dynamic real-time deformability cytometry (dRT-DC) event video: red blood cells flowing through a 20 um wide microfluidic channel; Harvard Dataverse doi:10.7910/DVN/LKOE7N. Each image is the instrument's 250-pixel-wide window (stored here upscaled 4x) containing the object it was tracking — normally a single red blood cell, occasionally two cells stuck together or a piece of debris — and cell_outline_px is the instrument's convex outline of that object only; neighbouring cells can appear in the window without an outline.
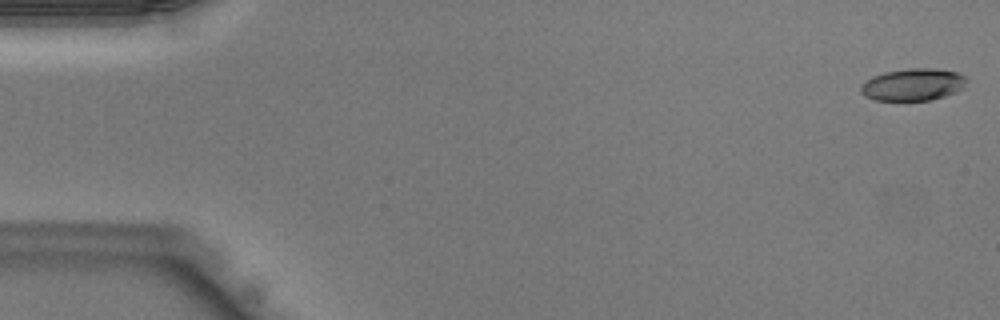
{"species": "Egyptian fruit bat (a non-hibernating species)", "species_latin": "Rousettus aegyptiacus", "temperature_condition": "warm", "stored_images_in_passage": 43, "camera_frame_rate_fps": 3000, "um_per_image_px": 0.085, "animal": {"sex": "male"}, "frame": {"image": 1, "passage_image": 1, "time_ms": 0.0, "image_size_px": [1000, 320], "cell_outline_px": [[968, 80], [964, 88], [956, 92], [944, 96], [928, 100], [876, 100], [864, 96], [860, 92], [860, 84], [872, 76], [884, 72], [908, 68], [932, 68], [956, 72], [964, 76]], "centroid_in_image_um": [77.59, 7.18], "position_along_channel_um": 7.4, "area_um2": 19.94}}
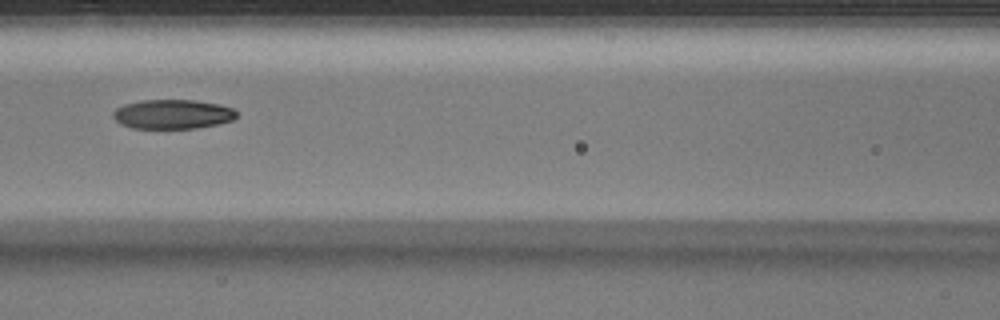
{"frame": {"image": 2, "passage_image": 19, "time_ms": 6.0, "image_size_px": [1000, 320], "cell_outline_px": [[236, 116], [232, 120], [216, 124], [196, 128], [132, 128], [120, 124], [112, 116], [112, 112], [116, 108], [124, 104], [140, 100], [196, 100], [220, 104], [232, 108], [236, 112]], "centroid_in_image_um": [14.64, 9.7], "position_along_channel_um": 152.0, "area_um2": 21.15}}
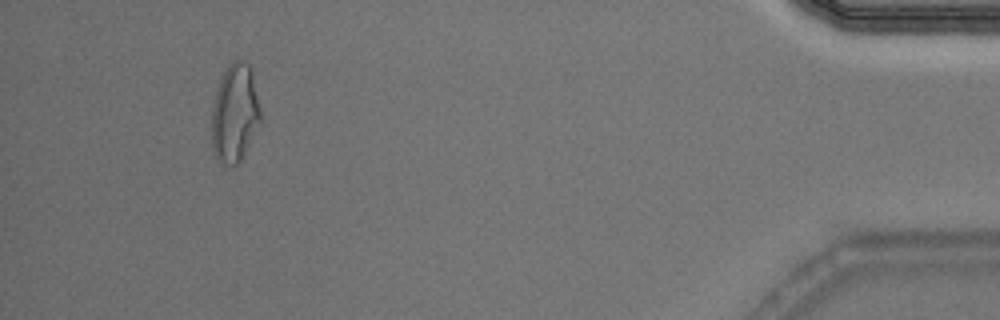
{"frame": {"image": 3, "passage_image": 40, "time_ms": 13.0, "image_size_px": [1000, 320], "cell_outline_px": [[260, 120], [240, 160], [236, 164], [224, 164], [216, 160], [212, 148], [212, 104], [224, 68], [232, 60], [240, 60], [248, 64], [252, 72], [260, 108]], "centroid_in_image_um": [19.92, 9.59], "position_along_channel_um": 415.3, "area_um2": 27.57}}